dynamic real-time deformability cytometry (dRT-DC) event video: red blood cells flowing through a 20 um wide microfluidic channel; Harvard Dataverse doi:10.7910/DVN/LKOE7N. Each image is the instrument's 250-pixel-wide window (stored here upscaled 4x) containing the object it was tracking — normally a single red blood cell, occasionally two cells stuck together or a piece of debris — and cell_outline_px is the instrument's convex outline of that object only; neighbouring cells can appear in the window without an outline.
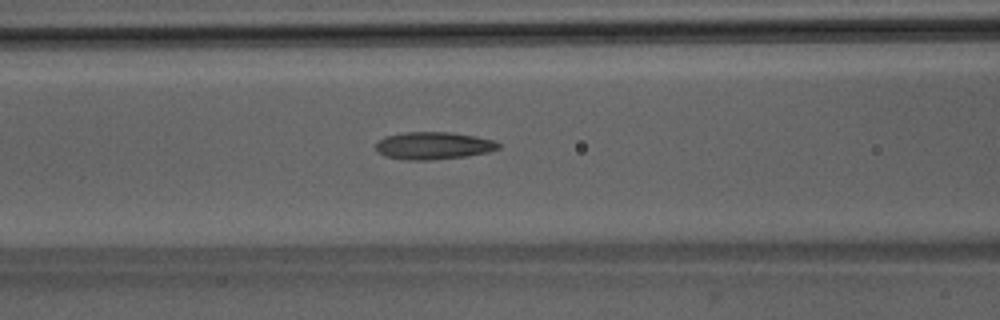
{"species": "Egyptian fruit bat (a non-hibernating species)", "species_latin": "Rousettus aegyptiacus", "temperature_condition": "room temperature", "stored_images_in_passage": 37, "camera_frame_rate_fps": 3000, "um_per_image_px": 0.085, "animal": {"sex": "male"}, "frame": {"image": 1, "passage_image": 7, "time_ms": 2.0, "image_size_px": [1000, 320], "cell_outline_px": [[500, 148], [488, 152], [464, 156], [428, 160], [404, 160], [384, 156], [376, 152], [376, 144], [384, 136], [404, 132], [452, 132], [476, 136], [496, 140], [500, 144]], "centroid_in_image_um": [36.83, 12.37], "position_along_channel_um": 129.8, "area_um2": 19.77}}
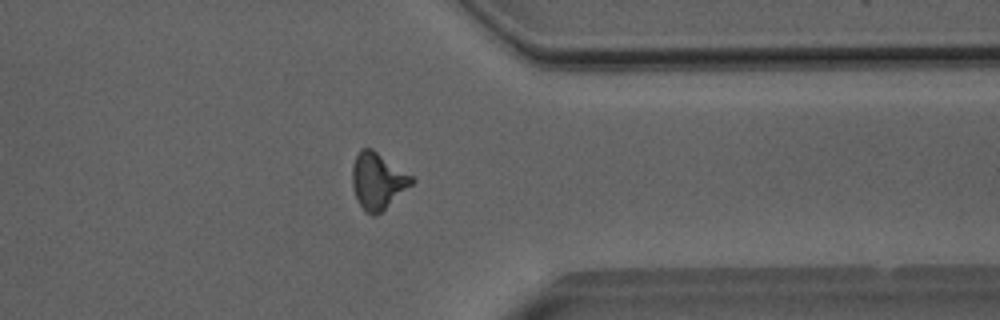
{"frame": {"image": 2, "passage_image": 26, "time_ms": 8.333, "image_size_px": [1000, 320], "cell_outline_px": [[416, 180], [412, 184], [376, 216], [372, 216], [364, 212], [356, 200], [352, 188], [352, 168], [356, 156], [360, 148], [372, 148], [412, 176]], "centroid_in_image_um": [32.07, 15.39], "position_along_channel_um": 379.3, "area_um2": 19.54}}
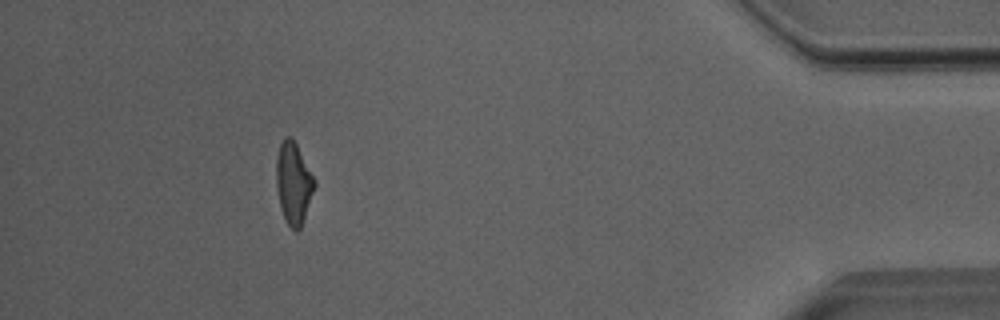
{"frame": {"image": 3, "passage_image": 32, "time_ms": 10.333, "image_size_px": [1000, 320], "cell_outline_px": [[316, 184], [300, 228], [296, 232], [284, 220], [280, 208], [276, 188], [276, 160], [280, 144], [284, 136], [292, 136], [316, 180]], "centroid_in_image_um": [24.93, 15.54], "position_along_channel_um": 410.3, "area_um2": 18.26}, "authors_computed_cell_mechanics": {"area_um2": 18.3804, "velocity_mm_per_s": 4.0417, "shape_relaxation_time_tau1_ms": 8.2633, "shape_relaxation_time_tau2_ms": 3.3577, "deformation_change_tau1": 0.2301, "deformation_change_tau2": 0.1414}}